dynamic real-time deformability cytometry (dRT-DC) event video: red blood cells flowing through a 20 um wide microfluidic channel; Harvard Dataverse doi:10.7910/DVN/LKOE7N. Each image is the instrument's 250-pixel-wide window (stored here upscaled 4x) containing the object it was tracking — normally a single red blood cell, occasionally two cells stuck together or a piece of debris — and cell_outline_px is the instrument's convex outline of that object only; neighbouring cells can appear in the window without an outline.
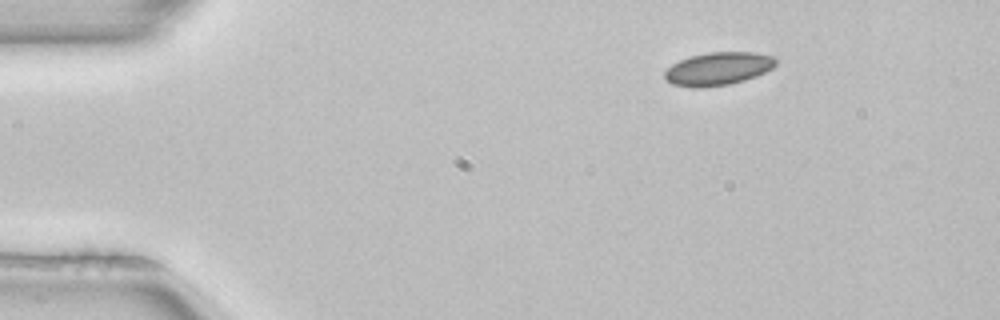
{"species": "common noctule bat (a hibernating species)", "species_latin": "Nyctalus noctula", "temperature_condition": "room temperature", "stored_images_in_passage": 45, "camera_frame_rate_fps": 3000, "um_per_image_px": 0.085, "animal": {"sex": "female", "body_mass_g": 22.7, "forearm_length_mm": 54.2}, "frame": {"image": 1, "passage_image": 1, "time_ms": 0.0, "image_size_px": [1000, 320], "cell_outline_px": [[776, 64], [772, 68], [756, 76], [744, 80], [728, 84], [696, 88], [692, 88], [672, 84], [664, 80], [664, 72], [672, 64], [680, 60], [692, 56], [708, 52], [756, 52], [772, 56], [776, 60]], "centroid_in_image_um": [61.01, 5.84], "position_along_channel_um": 24.0, "area_um2": 21.33}}
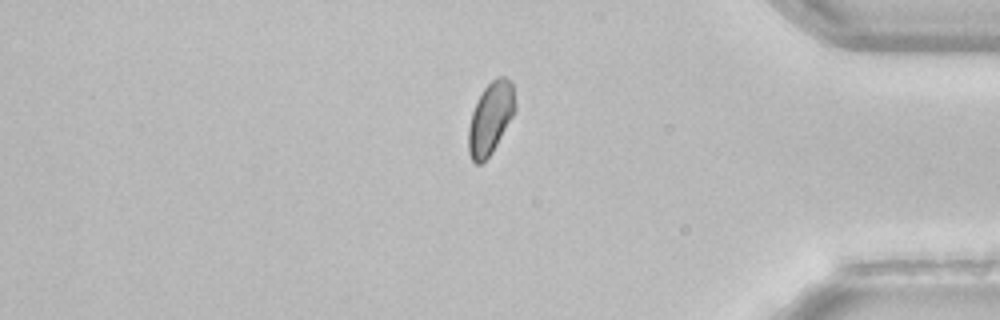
{"frame": {"image": 2, "passage_image": 37, "time_ms": 12.0, "image_size_px": [1000, 320], "cell_outline_px": [[516, 112], [492, 152], [480, 164], [476, 164], [472, 160], [468, 152], [468, 128], [472, 112], [484, 88], [492, 80], [500, 76], [504, 76], [512, 80], [516, 104]], "centroid_in_image_um": [41.72, 10.03], "position_along_channel_um": 393.5, "area_um2": 19.65}}
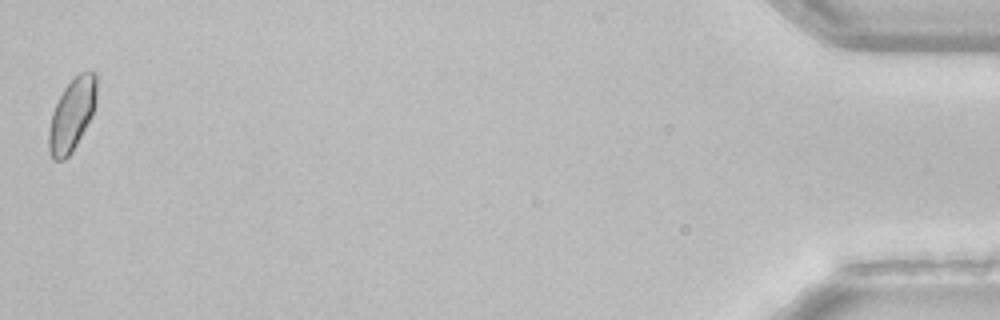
{"frame": {"image": 3, "passage_image": 45, "time_ms": 14.667, "image_size_px": [1000, 320], "cell_outline_px": [[96, 104], [92, 116], [72, 152], [64, 160], [52, 160], [48, 148], [48, 132], [52, 112], [64, 88], [80, 72], [96, 72]], "centroid_in_image_um": [6.11, 9.78], "position_along_channel_um": 429.1, "area_um2": 20.11}}